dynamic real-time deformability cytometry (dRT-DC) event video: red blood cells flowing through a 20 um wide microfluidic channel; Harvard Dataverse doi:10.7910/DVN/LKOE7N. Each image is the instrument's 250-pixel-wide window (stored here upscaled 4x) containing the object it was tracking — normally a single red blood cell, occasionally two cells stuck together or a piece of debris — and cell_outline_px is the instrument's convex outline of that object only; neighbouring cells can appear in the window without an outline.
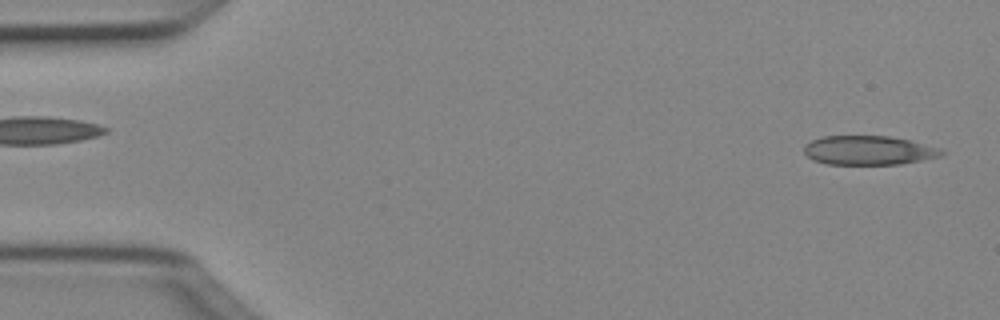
{"species": "Egyptian fruit bat (a non-hibernating species)", "species_latin": "Rousettus aegyptiacus", "temperature_condition": "cold", "stored_images_in_passage": 3, "segment_of_instrument_passage": [2, 2], "camera_frame_rate_fps": 3000, "um_per_image_px": 0.085, "animal": {"sex": "female"}, "frame": {"image": 1, "passage_image": 3, "time_ms": 0.667, "image_size_px": [1000, 320], "cell_outline_px": [[948, 152], [940, 156], [900, 164], [828, 164], [812, 160], [804, 152], [804, 144], [812, 140], [824, 136], [888, 136], [908, 140], [944, 148]], "centroid_in_image_um": [73.86, 12.78], "position_along_channel_um": 11.1, "area_um2": 23.41}}